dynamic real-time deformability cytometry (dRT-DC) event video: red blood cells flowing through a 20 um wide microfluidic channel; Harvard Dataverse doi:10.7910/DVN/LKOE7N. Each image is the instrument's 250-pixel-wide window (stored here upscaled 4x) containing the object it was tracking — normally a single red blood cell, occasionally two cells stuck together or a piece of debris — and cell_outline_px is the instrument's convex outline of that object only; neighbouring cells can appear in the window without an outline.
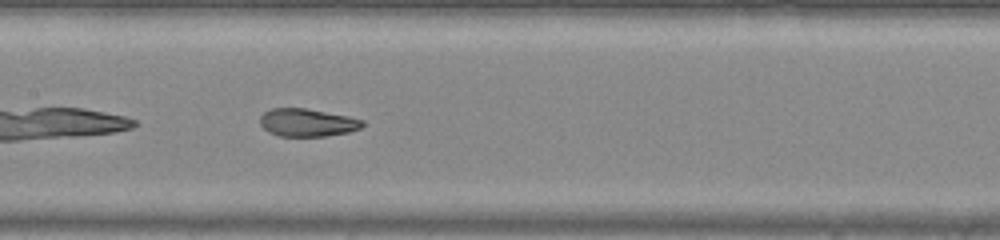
{"species": "common noctule bat (a hibernating species)", "species_latin": "Nyctalus noctula", "temperature_condition": "warm", "stored_images_in_passage": 26, "camera_frame_rate_fps": 3000, "um_per_image_px": 0.085, "animal": {"sex": "male", "body_mass_g": 20.0, "forearm_length_mm": 53.3}, "frame": {"image": 1, "passage_image": 8, "time_ms": 2.333, "image_size_px": [1000, 240], "cell_outline_px": [[364, 124], [360, 128], [348, 132], [324, 136], [280, 136], [268, 132], [260, 124], [260, 116], [264, 112], [272, 108], [304, 108], [348, 116], [364, 120]], "centroid_in_image_um": [26.1, 10.42], "position_along_channel_um": 181.3, "area_um2": 16.53}}
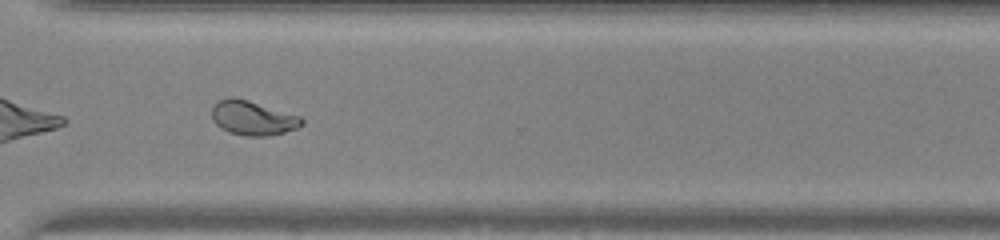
{"frame": {"image": 2, "passage_image": 19, "time_ms": 6.0, "image_size_px": [1000, 240], "cell_outline_px": [[304, 124], [296, 128], [284, 132], [268, 136], [244, 136], [228, 132], [220, 128], [212, 120], [212, 104], [228, 96], [232, 96], [248, 100], [300, 116], [304, 120]], "centroid_in_image_um": [21.45, 10.03], "position_along_channel_um": 349.2, "area_um2": 18.15}}